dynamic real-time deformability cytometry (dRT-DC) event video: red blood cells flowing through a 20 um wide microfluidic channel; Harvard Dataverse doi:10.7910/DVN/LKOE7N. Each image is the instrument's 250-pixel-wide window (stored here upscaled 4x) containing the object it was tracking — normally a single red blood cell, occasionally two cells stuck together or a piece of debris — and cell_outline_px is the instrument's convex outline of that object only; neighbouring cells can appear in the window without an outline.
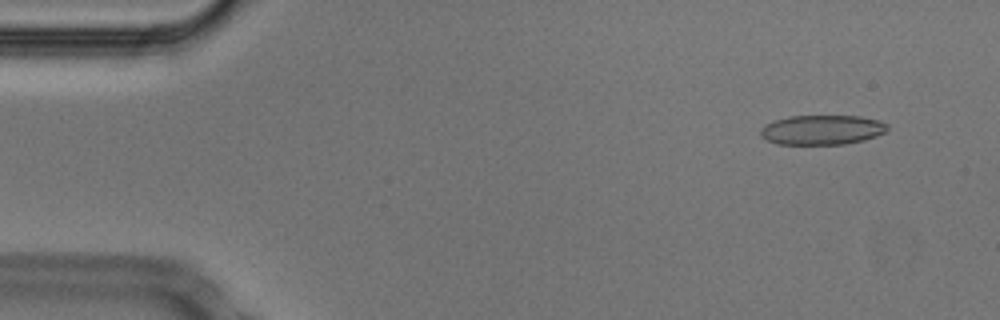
{"species": "Egyptian fruit bat (a non-hibernating species)", "species_latin": "Rousettus aegyptiacus", "temperature_condition": "cold", "stored_images_in_passage": 52, "camera_frame_rate_fps": 3000, "um_per_image_px": 0.085, "animal": {"sex": "male"}, "frame": {"image": 1, "passage_image": 4, "time_ms": 1.0, "image_size_px": [1000, 320], "cell_outline_px": [[888, 128], [884, 132], [876, 136], [864, 140], [844, 144], [776, 144], [760, 136], [760, 128], [764, 124], [788, 116], [860, 116], [880, 120], [888, 124]], "centroid_in_image_um": [69.86, 11.03], "position_along_channel_um": 15.1, "area_um2": 22.02}}
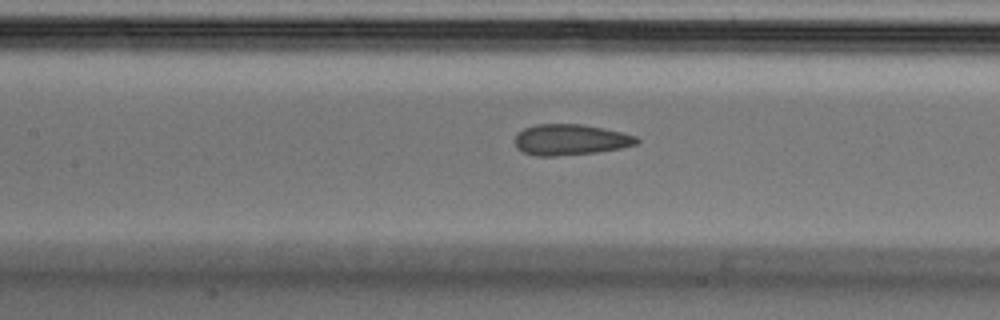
{"frame": {"image": 2, "passage_image": 23, "time_ms": 7.333, "image_size_px": [1000, 320], "cell_outline_px": [[640, 140], [636, 144], [620, 148], [596, 152], [556, 156], [536, 156], [524, 152], [516, 148], [516, 132], [524, 128], [536, 124], [580, 124], [604, 128], [636, 136]], "centroid_in_image_um": [48.46, 11.87], "position_along_channel_um": 158.9, "area_um2": 21.85}}
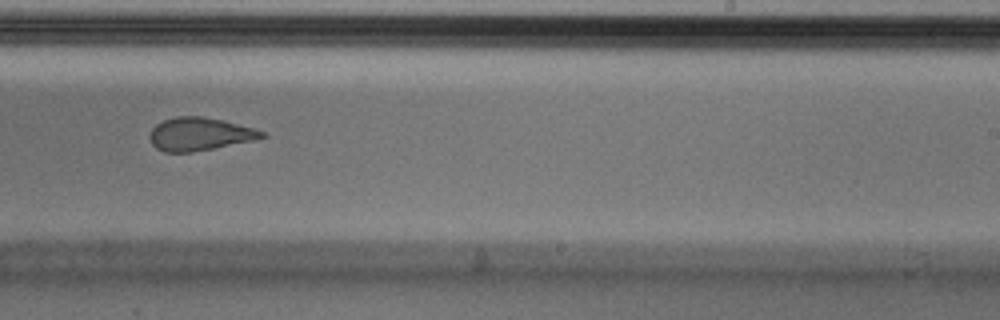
{"frame": {"image": 3, "passage_image": 32, "time_ms": 10.333, "image_size_px": [1000, 320], "cell_outline_px": [[268, 136], [256, 140], [192, 152], [164, 152], [156, 148], [152, 144], [148, 136], [152, 128], [156, 124], [164, 120], [176, 116], [200, 116], [220, 120], [252, 128], [264, 132]], "centroid_in_image_um": [16.94, 11.4], "position_along_channel_um": 272.1, "area_um2": 21.44}, "authors_computed_cell_mechanics": {"area_um2": 22.9755, "velocity_mm_per_s": 3.7807, "shape_relaxation_time_tau1_ms": 10.7837, "shape_relaxation_time_tau2_ms": 1.4723, "deformation_change_tau1": 0.2181, "deformation_change_tau2": 0.0783}}